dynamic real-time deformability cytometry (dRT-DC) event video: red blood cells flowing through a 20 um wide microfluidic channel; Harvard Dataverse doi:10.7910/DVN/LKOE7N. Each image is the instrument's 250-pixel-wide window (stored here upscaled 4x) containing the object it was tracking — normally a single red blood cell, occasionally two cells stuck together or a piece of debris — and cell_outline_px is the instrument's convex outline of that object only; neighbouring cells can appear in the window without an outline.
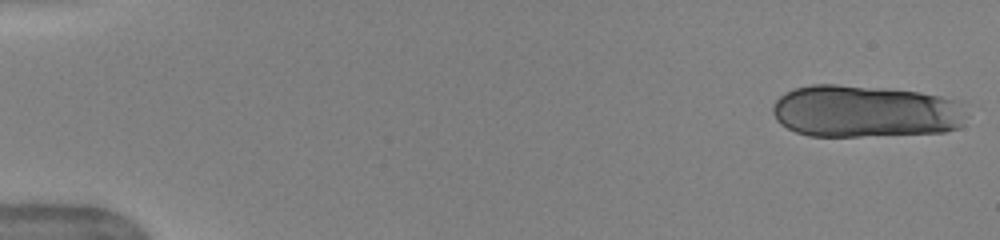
{"species": "human", "species_latin": "Homo sapiens", "temperature_condition": "warm", "stored_images_in_passage": 9, "camera_frame_rate_fps": 3000, "um_per_image_px": 0.085, "donor": {"sex": "female"}, "frame": {"image": 1, "passage_image": 1, "time_ms": 0.0, "image_size_px": [1000, 240], "cell_outline_px": [[964, 124], [956, 128], [944, 132], [860, 136], [808, 136], [796, 132], [780, 124], [776, 120], [772, 112], [772, 104], [784, 92], [792, 88], [812, 84], [836, 84], [888, 88], [920, 92], [940, 96], [956, 100], [964, 116]], "centroid_in_image_um": [73.46, 9.45], "position_along_channel_um": 11.5, "area_um2": 59.3}}